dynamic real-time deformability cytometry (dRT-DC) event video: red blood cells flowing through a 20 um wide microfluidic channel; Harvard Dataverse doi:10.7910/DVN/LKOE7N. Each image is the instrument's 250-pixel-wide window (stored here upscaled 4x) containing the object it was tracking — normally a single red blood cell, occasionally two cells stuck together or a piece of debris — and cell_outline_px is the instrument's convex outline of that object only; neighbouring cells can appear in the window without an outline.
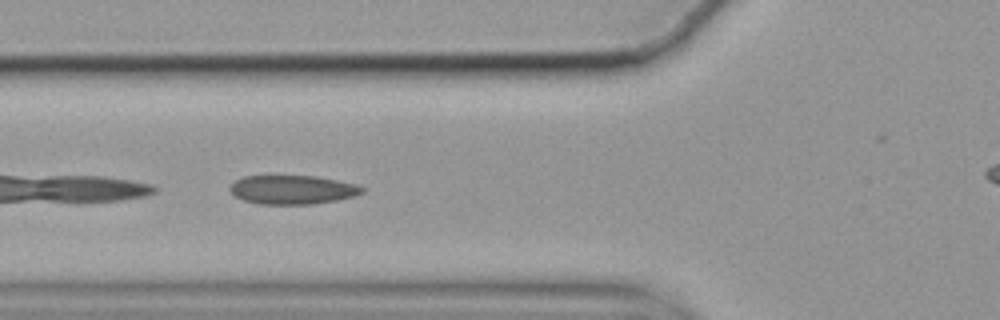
{"species": "common noctule bat (a hibernating species)", "species_latin": "Nyctalus noctula", "temperature_condition": "cold", "stored_images_in_passage": 9, "camera_frame_rate_fps": 3000, "um_per_image_px": 0.085, "animal": {"sex": "female", "body_mass_g": 19.9}, "frame": {"image": 1, "passage_image": 4, "time_ms": 1.0, "image_size_px": [1000, 320], "cell_outline_px": [[364, 192], [356, 196], [336, 200], [312, 204], [260, 204], [244, 200], [236, 196], [228, 188], [236, 180], [244, 176], [316, 176], [336, 180], [352, 184], [364, 188]], "centroid_in_image_um": [24.86, 16.13], "position_along_channel_um": 100.9, "area_um2": 22.02}}